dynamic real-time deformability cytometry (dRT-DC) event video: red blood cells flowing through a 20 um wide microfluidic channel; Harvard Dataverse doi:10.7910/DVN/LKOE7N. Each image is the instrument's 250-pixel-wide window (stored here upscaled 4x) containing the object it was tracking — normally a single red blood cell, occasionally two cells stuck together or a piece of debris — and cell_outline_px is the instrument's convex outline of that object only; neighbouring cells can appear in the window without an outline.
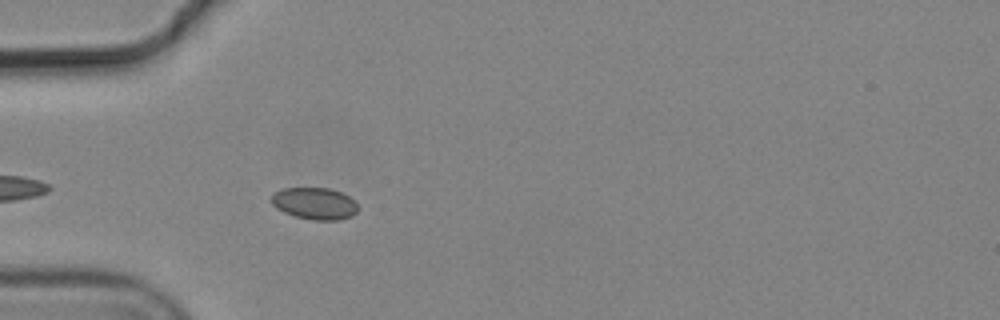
{"species": "common noctule bat (a hibernating species)", "species_latin": "Nyctalus noctula", "temperature_condition": "cold", "stored_images_in_passage": 2, "camera_frame_rate_fps": 3000, "um_per_image_px": 0.085, "animal": {"sex": "male", "body_mass_g": 19.2, "forearm_length_mm": 51.8}, "frame": {"image": 1, "passage_image": 2, "time_ms": 0.333, "image_size_px": [1000, 320], "cell_outline_px": [[356, 212], [352, 216], [336, 220], [312, 220], [296, 216], [284, 212], [276, 208], [272, 204], [272, 196], [276, 192], [284, 188], [328, 188], [340, 192], [348, 196], [356, 204]], "centroid_in_image_um": [26.73, 17.3], "position_along_channel_um": 58.3, "area_um2": 15.78}}